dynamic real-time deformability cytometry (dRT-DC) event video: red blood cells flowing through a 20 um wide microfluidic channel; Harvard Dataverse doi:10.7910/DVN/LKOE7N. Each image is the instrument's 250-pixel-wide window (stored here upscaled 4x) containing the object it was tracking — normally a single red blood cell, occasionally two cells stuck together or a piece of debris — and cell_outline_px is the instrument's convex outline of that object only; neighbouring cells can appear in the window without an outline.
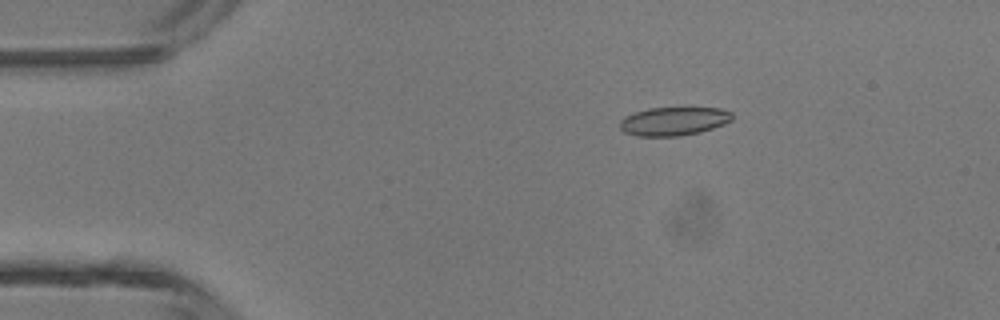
{"species": "common noctule bat (a hibernating species)", "species_latin": "Nyctalus noctula", "temperature_condition": "room temperature", "stored_images_in_passage": 5, "camera_frame_rate_fps": 3000, "um_per_image_px": 0.085, "animal": {"sex": "male", "body_mass_g": 13.3}, "frame": {"image": 1, "passage_image": 2, "time_ms": 0.333, "image_size_px": [1000, 320], "cell_outline_px": [[732, 120], [724, 124], [700, 132], [680, 136], [636, 136], [624, 132], [620, 128], [620, 120], [624, 116], [648, 108], [720, 108], [732, 112]], "centroid_in_image_um": [57.25, 10.31], "position_along_channel_um": 27.7, "area_um2": 18.67}}
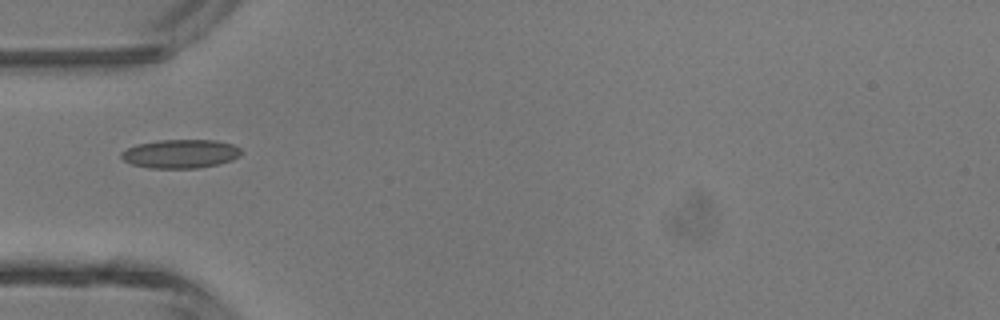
{"frame": {"image": 2, "passage_image": 4, "time_ms": 1.0, "image_size_px": [1000, 320], "cell_outline_px": [[244, 152], [240, 156], [232, 160], [220, 164], [196, 168], [148, 168], [132, 164], [124, 160], [120, 156], [120, 152], [136, 144], [156, 140], [216, 140], [232, 144], [240, 148]], "centroid_in_image_um": [15.36, 13.07], "position_along_channel_um": 69.6, "area_um2": 20.29}}
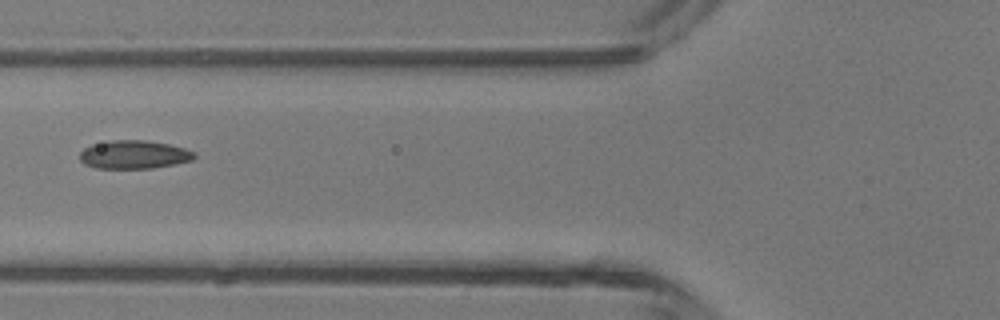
{"frame": {"image": 3, "passage_image": 5, "time_ms": 1.333, "image_size_px": [1000, 320], "cell_outline_px": [[196, 156], [192, 160], [176, 164], [152, 168], [96, 168], [84, 164], [80, 160], [80, 152], [84, 148], [92, 144], [108, 140], [144, 140], [168, 144], [184, 148], [196, 152]], "centroid_in_image_um": [11.38, 13.14], "position_along_channel_um": 114.4, "area_um2": 19.02}}